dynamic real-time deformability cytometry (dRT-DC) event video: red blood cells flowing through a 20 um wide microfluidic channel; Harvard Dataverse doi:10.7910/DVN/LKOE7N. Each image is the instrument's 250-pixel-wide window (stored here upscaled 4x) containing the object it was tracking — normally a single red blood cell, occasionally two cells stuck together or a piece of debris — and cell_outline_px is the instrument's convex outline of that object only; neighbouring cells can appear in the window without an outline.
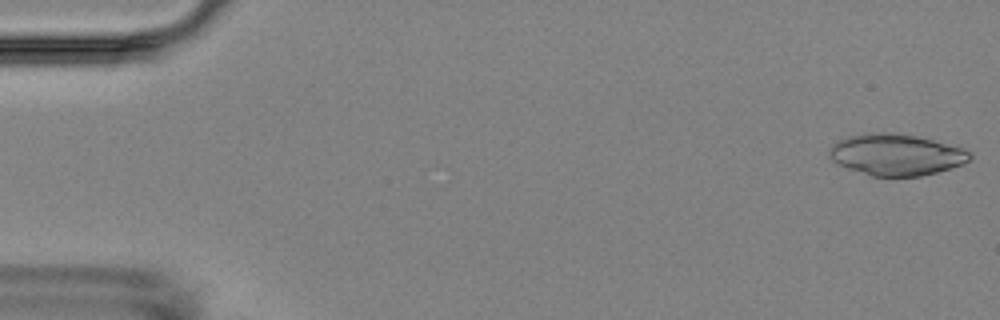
{"species": "Egyptian fruit bat (a non-hibernating species)", "species_latin": "Rousettus aegyptiacus", "temperature_condition": "room temperature", "stored_images_in_passage": 6, "camera_frame_rate_fps": 3000, "um_per_image_px": 0.085, "animal": {"sex": "female"}, "frame": {"image": 1, "passage_image": 1, "time_ms": 0.0, "image_size_px": [1000, 320], "cell_outline_px": [[972, 160], [964, 164], [936, 172], [920, 176], [872, 176], [848, 168], [832, 160], [828, 156], [828, 152], [832, 144], [836, 140], [848, 136], [868, 132], [888, 132], [916, 136], [964, 148], [972, 156]], "centroid_in_image_um": [76.16, 13.14], "position_along_channel_um": 8.8, "area_um2": 33.93}}